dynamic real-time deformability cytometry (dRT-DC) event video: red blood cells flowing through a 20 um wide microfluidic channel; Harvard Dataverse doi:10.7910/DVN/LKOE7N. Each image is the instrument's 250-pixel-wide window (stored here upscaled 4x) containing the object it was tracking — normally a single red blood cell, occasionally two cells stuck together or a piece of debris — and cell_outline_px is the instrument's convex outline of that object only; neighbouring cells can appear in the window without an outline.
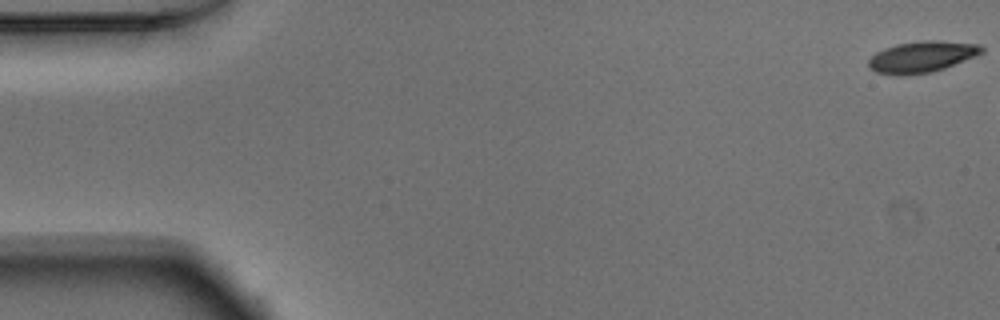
{"species": "Egyptian fruit bat (a non-hibernating species)", "species_latin": "Rousettus aegyptiacus", "temperature_condition": "warm", "stored_images_in_passage": 7, "camera_frame_rate_fps": 3000, "um_per_image_px": 0.085, "animal": {"sex": "male"}, "frame": {"image": 1, "passage_image": 1, "time_ms": 0.0, "image_size_px": [1000, 320], "cell_outline_px": [[984, 52], [976, 56], [944, 68], [932, 72], [900, 76], [876, 72], [868, 68], [868, 60], [876, 52], [884, 48], [896, 44], [924, 40], [940, 40], [980, 44], [984, 48]], "centroid_in_image_um": [78.36, 4.82], "position_along_channel_um": 6.6, "area_um2": 20.81}}